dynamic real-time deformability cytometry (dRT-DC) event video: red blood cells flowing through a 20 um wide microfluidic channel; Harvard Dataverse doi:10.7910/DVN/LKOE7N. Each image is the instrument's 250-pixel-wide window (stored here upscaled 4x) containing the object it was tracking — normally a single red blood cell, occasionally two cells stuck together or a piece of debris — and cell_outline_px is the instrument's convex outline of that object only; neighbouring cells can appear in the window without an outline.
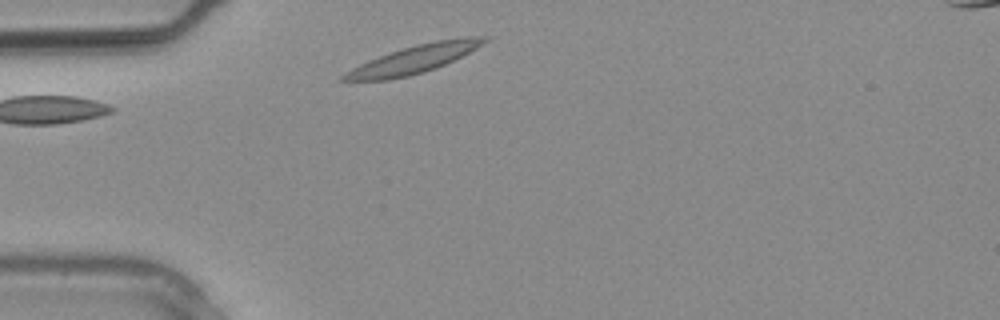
{"species": "common noctule bat (a hibernating species)", "species_latin": "Nyctalus noctula", "temperature_condition": "warm", "stored_images_in_passage": 23, "camera_frame_rate_fps": 3000, "um_per_image_px": 0.085, "animal": {"sex": "male", "body_mass_g": 20.4}, "frame": {"image": 1, "passage_image": 1, "time_ms": 0.0, "image_size_px": [1000, 320], "cell_outline_px": [[488, 40], [476, 48], [436, 68], [408, 76], [388, 80], [340, 80], [340, 76], [344, 72], [360, 64], [380, 56], [416, 44], [436, 40], [468, 36], [488, 36]], "centroid_in_image_um": [35.17, 5.03], "position_along_channel_um": 49.8, "area_um2": 22.43}}